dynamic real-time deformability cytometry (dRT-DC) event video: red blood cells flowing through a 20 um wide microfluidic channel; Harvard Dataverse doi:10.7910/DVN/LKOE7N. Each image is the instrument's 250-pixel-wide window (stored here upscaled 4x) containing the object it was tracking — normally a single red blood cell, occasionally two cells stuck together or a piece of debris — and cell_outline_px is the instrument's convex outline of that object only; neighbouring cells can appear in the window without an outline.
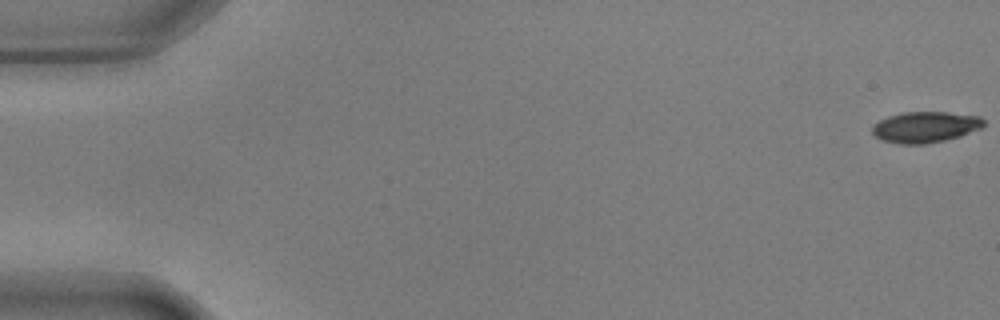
{"species": "common noctule bat (a hibernating species)", "species_latin": "Nyctalus noctula", "temperature_condition": "warm", "stored_images_in_passage": 12, "camera_frame_rate_fps": 3000, "um_per_image_px": 0.085, "animal": {"sex": "male", "body_mass_g": 17.9, "forearm_length_mm": 54.2}, "frame": {"image": 1, "passage_image": 1, "time_ms": 0.0, "image_size_px": [1000, 320], "cell_outline_px": [[984, 124], [980, 128], [960, 136], [944, 140], [924, 144], [900, 144], [884, 140], [876, 136], [872, 132], [872, 124], [888, 116], [904, 112], [944, 112], [980, 116], [984, 120]], "centroid_in_image_um": [78.63, 10.79], "position_along_channel_um": 6.4, "area_um2": 19.94}}